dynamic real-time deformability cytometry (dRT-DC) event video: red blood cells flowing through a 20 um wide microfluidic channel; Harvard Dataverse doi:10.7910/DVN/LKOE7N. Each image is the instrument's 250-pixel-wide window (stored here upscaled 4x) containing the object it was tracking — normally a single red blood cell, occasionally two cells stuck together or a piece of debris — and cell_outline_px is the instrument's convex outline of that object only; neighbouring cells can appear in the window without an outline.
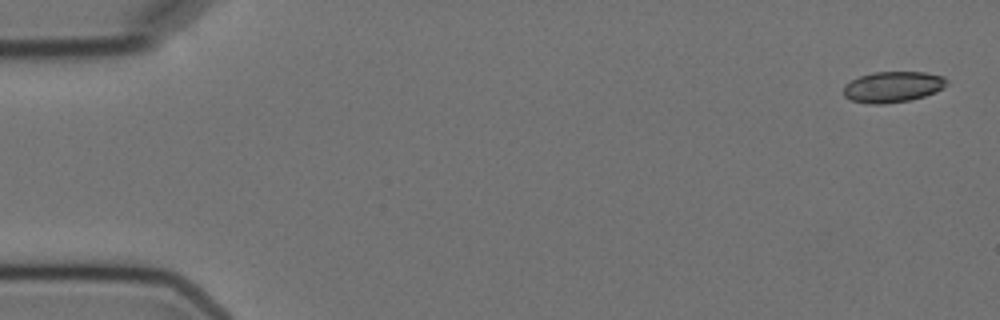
{"species": "Egyptian fruit bat (a non-hibernating species)", "species_latin": "Rousettus aegyptiacus", "temperature_condition": "cold", "stored_images_in_passage": 8, "camera_frame_rate_fps": 3000, "um_per_image_px": 0.085, "animal": {"sex": "female"}, "frame": {"image": 1, "passage_image": 1, "time_ms": 0.0, "image_size_px": [1000, 320], "cell_outline_px": [[948, 84], [944, 88], [936, 92], [924, 96], [908, 100], [884, 104], [872, 104], [852, 100], [844, 96], [844, 84], [860, 76], [872, 72], [924, 72], [944, 76], [948, 80]], "centroid_in_image_um": [75.92, 7.37], "position_along_channel_um": 9.1, "area_um2": 18.61}}
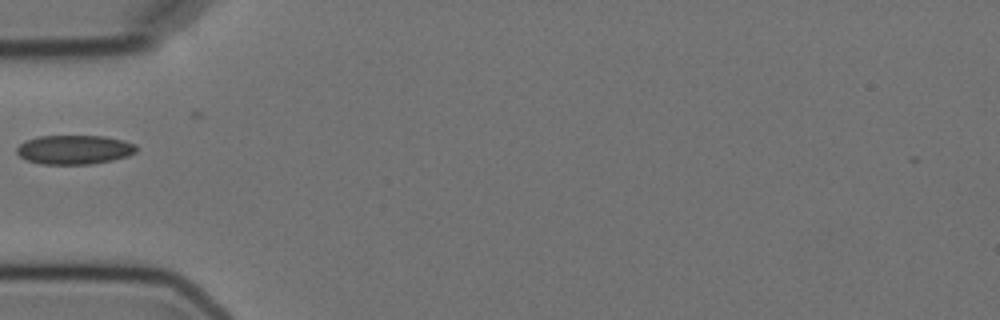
{"frame": {"image": 2, "passage_image": 5, "time_ms": 5.667, "image_size_px": [1000, 320], "cell_outline_px": [[136, 152], [128, 156], [112, 160], [92, 164], [44, 164], [28, 160], [20, 156], [16, 152], [16, 148], [24, 140], [40, 136], [104, 136], [124, 140], [136, 144]], "centroid_in_image_um": [6.33, 12.71], "position_along_channel_um": 78.7, "area_um2": 20.35}}
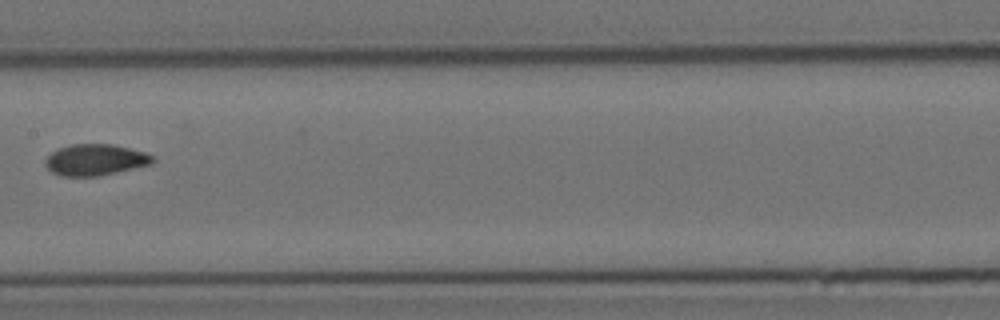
{"frame": {"image": 3, "passage_image": 8, "time_ms": 9.0, "image_size_px": [1000, 320], "cell_outline_px": [[156, 160], [152, 164], [100, 176], [60, 176], [52, 172], [44, 164], [44, 160], [52, 152], [60, 148], [72, 144], [112, 144], [144, 152], [156, 156]], "centroid_in_image_um": [8.12, 13.59], "position_along_channel_um": 199.3, "area_um2": 19.65}}